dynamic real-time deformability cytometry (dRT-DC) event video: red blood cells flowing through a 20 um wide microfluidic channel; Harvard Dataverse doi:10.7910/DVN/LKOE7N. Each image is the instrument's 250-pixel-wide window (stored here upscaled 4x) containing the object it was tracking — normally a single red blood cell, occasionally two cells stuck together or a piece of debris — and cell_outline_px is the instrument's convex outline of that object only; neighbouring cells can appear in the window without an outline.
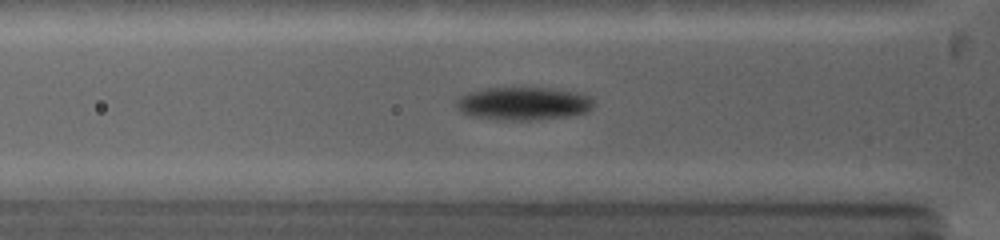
{"species": "common noctule bat (a hibernating species)", "species_latin": "Nyctalus noctula", "temperature_condition": "warm", "stored_images_in_passage": 9, "camera_frame_rate_fps": 5000, "um_per_image_px": 0.085, "animal": {"sex": "female", "body_mass_g": 19.0, "forearm_length_mm": 53.3}, "frame": {"image": 1, "passage_image": 8, "time_ms": 2.8, "image_size_px": [1000, 240], "cell_outline_px": [[596, 104], [588, 112], [568, 116], [540, 120], [496, 120], [472, 116], [460, 112], [456, 108], [456, 100], [460, 96], [468, 92], [480, 88], [512, 84], [524, 84], [560, 88], [592, 96]], "centroid_in_image_um": [44.5, 8.73], "position_along_channel_um": 81.3, "area_um2": 28.5}}